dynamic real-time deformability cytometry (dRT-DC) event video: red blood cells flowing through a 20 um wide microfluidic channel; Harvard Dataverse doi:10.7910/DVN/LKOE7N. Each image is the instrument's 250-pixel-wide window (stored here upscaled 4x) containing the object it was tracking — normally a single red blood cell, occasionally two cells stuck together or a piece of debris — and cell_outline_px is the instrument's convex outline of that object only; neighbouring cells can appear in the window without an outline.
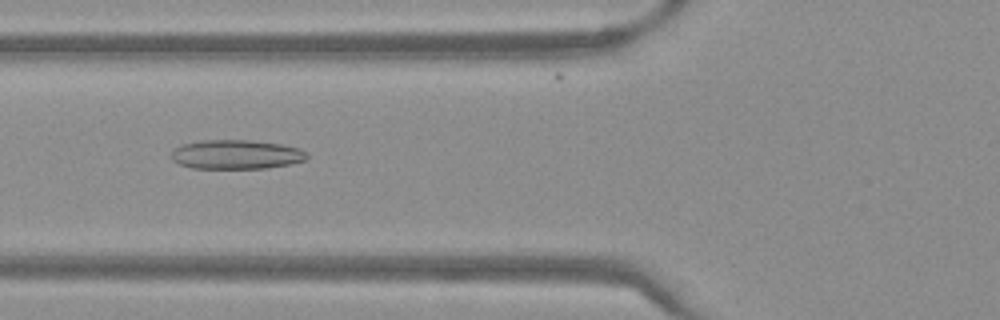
{"species": "Egyptian fruit bat (a non-hibernating species)", "species_latin": "Rousettus aegyptiacus", "temperature_condition": "warm", "stored_images_in_passage": 50, "camera_frame_rate_fps": 3000, "um_per_image_px": 0.085, "frame": {"image": 1, "passage_image": 19, "time_ms": 6.0, "image_size_px": [1000, 320], "cell_outline_px": [[308, 156], [304, 160], [292, 164], [268, 168], [192, 168], [180, 164], [172, 160], [168, 156], [172, 148], [180, 144], [200, 140], [252, 140], [280, 144], [300, 148]], "centroid_in_image_um": [20.01, 13.12], "position_along_channel_um": 105.8, "area_um2": 23.41}}
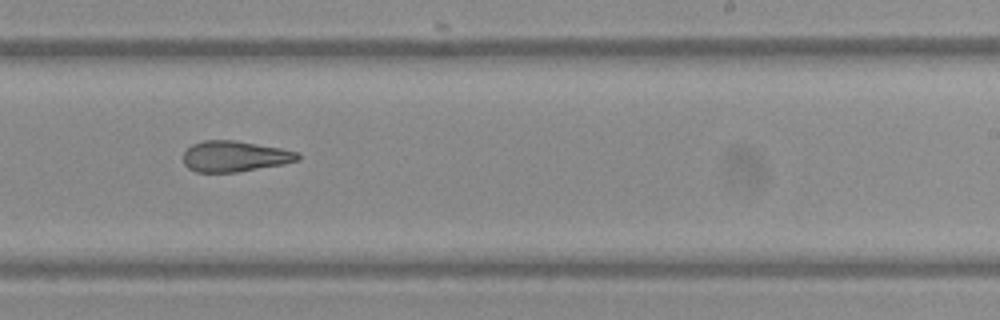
{"frame": {"image": 2, "passage_image": 31, "time_ms": 10.0, "image_size_px": [1000, 320], "cell_outline_px": [[300, 160], [284, 164], [236, 172], [196, 172], [188, 168], [184, 164], [184, 152], [192, 144], [204, 140], [236, 140], [280, 148], [300, 152]], "centroid_in_image_um": [19.97, 13.28], "position_along_channel_um": 269.0, "area_um2": 20.63}}
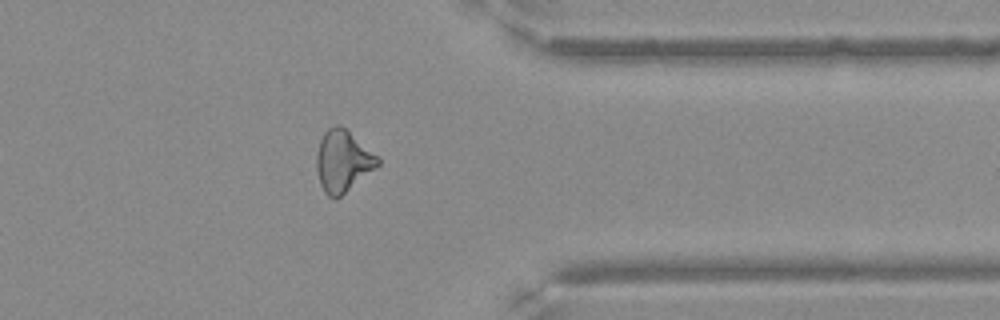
{"frame": {"image": 3, "passage_image": 40, "time_ms": 13.0, "image_size_px": [1000, 320], "cell_outline_px": [[380, 164], [376, 168], [336, 200], [332, 200], [324, 192], [320, 184], [316, 168], [316, 152], [320, 140], [324, 132], [332, 124], [336, 124], [344, 128], [380, 156]], "centroid_in_image_um": [29.14, 13.71], "position_along_channel_um": 382.3, "area_um2": 22.25}}